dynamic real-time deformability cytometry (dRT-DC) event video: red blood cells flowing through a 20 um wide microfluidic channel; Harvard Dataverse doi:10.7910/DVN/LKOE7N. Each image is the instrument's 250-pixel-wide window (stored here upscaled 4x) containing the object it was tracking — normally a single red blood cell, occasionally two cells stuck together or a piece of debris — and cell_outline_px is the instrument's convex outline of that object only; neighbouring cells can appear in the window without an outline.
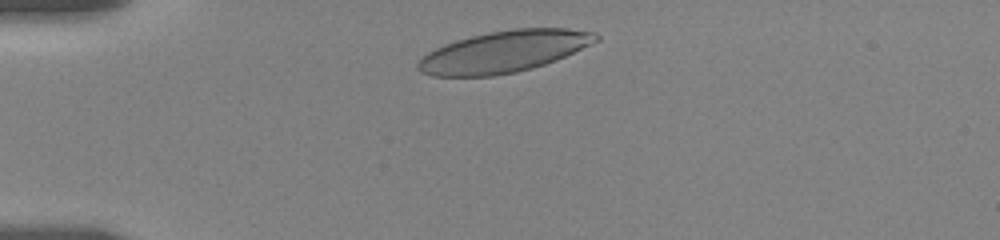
{"species": "human", "species_latin": "Homo sapiens", "temperature_condition": "room temperature", "stored_images_in_passage": 2, "camera_frame_rate_fps": 3000, "um_per_image_px": 0.085, "donor": {"sex": "female"}, "frame": {"image": 1, "passage_image": 1, "time_ms": 0.0, "image_size_px": [1000, 240], "cell_outline_px": [[600, 40], [556, 60], [532, 68], [516, 72], [492, 76], [432, 76], [420, 72], [416, 68], [416, 64], [428, 52], [444, 44], [456, 40], [488, 32], [516, 28], [568, 28], [596, 32], [600, 36]], "centroid_in_image_um": [42.85, 4.38], "position_along_channel_um": 42.2, "area_um2": 43.12}}